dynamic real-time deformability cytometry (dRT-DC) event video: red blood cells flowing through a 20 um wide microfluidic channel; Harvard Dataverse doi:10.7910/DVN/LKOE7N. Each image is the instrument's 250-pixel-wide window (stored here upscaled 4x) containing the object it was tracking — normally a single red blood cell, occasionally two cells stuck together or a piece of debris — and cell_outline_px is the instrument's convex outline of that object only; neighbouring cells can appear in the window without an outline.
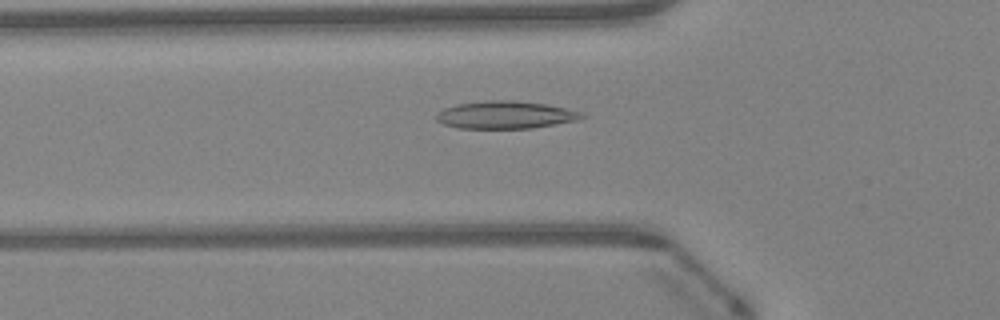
{"species": "Egyptian fruit bat (a non-hibernating species)", "species_latin": "Rousettus aegyptiacus", "temperature_condition": "warm", "stored_images_in_passage": 9, "camera_frame_rate_fps": 3000, "um_per_image_px": 0.085, "animal": {"sex": "female"}, "frame": {"image": 1, "passage_image": 8, "time_ms": 2.333, "image_size_px": [1000, 320], "cell_outline_px": [[588, 116], [580, 120], [532, 128], [460, 128], [444, 124], [436, 120], [436, 116], [444, 108], [456, 104], [484, 100], [512, 100], [544, 104], [564, 108], [580, 112]], "centroid_in_image_um": [42.98, 9.76], "position_along_channel_um": 82.8, "area_um2": 23.29}}